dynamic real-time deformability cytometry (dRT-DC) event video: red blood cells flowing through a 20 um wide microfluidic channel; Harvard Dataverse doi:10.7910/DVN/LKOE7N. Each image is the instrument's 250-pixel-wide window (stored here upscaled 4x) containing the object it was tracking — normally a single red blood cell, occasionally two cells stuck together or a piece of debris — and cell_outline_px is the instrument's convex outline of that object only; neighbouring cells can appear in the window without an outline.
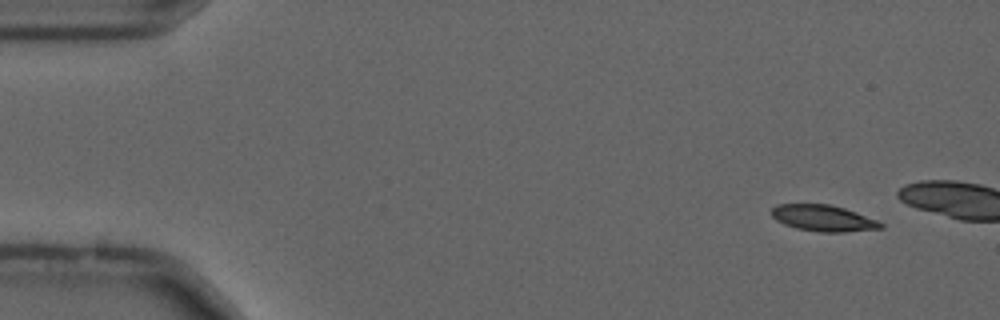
{"species": "common noctule bat (a hibernating species)", "species_latin": "Nyctalus noctula", "temperature_condition": "cold", "stored_images_in_passage": 15, "camera_frame_rate_fps": 3000, "um_per_image_px": 0.085, "animal": {"sex": "male", "forearm_length_mm": 52.5}, "frame": {"image": 1, "passage_image": 5, "time_ms": 1.333, "image_size_px": [1000, 320], "cell_outline_px": [[884, 228], [844, 232], [820, 232], [796, 228], [784, 224], [776, 220], [772, 216], [772, 208], [780, 204], [828, 204], [844, 208], [856, 212], [876, 220], [884, 224]], "centroid_in_image_um": [69.99, 18.55], "position_along_channel_um": 15.0, "area_um2": 16.59}}